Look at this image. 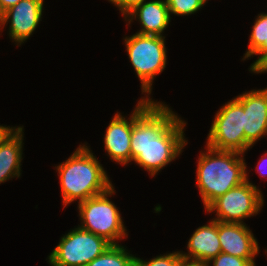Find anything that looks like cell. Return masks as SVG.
<instances>
[{"mask_svg": "<svg viewBox=\"0 0 267 266\" xmlns=\"http://www.w3.org/2000/svg\"><path fill=\"white\" fill-rule=\"evenodd\" d=\"M154 100L140 98L135 105L130 141L131 163L151 177L175 161L188 144L187 122L165 102Z\"/></svg>", "mask_w": 267, "mask_h": 266, "instance_id": "1", "label": "cell"}, {"mask_svg": "<svg viewBox=\"0 0 267 266\" xmlns=\"http://www.w3.org/2000/svg\"><path fill=\"white\" fill-rule=\"evenodd\" d=\"M87 144H80L67 160L55 166L63 208L74 201L79 204L113 186L106 170Z\"/></svg>", "mask_w": 267, "mask_h": 266, "instance_id": "2", "label": "cell"}, {"mask_svg": "<svg viewBox=\"0 0 267 266\" xmlns=\"http://www.w3.org/2000/svg\"><path fill=\"white\" fill-rule=\"evenodd\" d=\"M245 155L235 151L216 150L205 145L197 160L196 186L204 209L228 190L246 181Z\"/></svg>", "mask_w": 267, "mask_h": 266, "instance_id": "3", "label": "cell"}, {"mask_svg": "<svg viewBox=\"0 0 267 266\" xmlns=\"http://www.w3.org/2000/svg\"><path fill=\"white\" fill-rule=\"evenodd\" d=\"M128 58L141 82V92L152 99L153 81L161 74L167 64L165 37L135 33L123 38ZM150 96V97H149Z\"/></svg>", "mask_w": 267, "mask_h": 266, "instance_id": "4", "label": "cell"}, {"mask_svg": "<svg viewBox=\"0 0 267 266\" xmlns=\"http://www.w3.org/2000/svg\"><path fill=\"white\" fill-rule=\"evenodd\" d=\"M114 187L77 205L81 222L78 226L119 245L118 241L128 238V233L118 207L109 199L116 193Z\"/></svg>", "mask_w": 267, "mask_h": 266, "instance_id": "5", "label": "cell"}, {"mask_svg": "<svg viewBox=\"0 0 267 266\" xmlns=\"http://www.w3.org/2000/svg\"><path fill=\"white\" fill-rule=\"evenodd\" d=\"M261 192L250 182L246 171V181L215 199L205 211L216 213L213 220L219 222L245 224L244 219L256 216L262 210L264 196Z\"/></svg>", "mask_w": 267, "mask_h": 266, "instance_id": "6", "label": "cell"}, {"mask_svg": "<svg viewBox=\"0 0 267 266\" xmlns=\"http://www.w3.org/2000/svg\"><path fill=\"white\" fill-rule=\"evenodd\" d=\"M112 244L105 238L77 226L63 235L50 252V266H86L103 254Z\"/></svg>", "mask_w": 267, "mask_h": 266, "instance_id": "7", "label": "cell"}, {"mask_svg": "<svg viewBox=\"0 0 267 266\" xmlns=\"http://www.w3.org/2000/svg\"><path fill=\"white\" fill-rule=\"evenodd\" d=\"M244 109L235 97L218 109L207 136L206 145L216 150L245 154Z\"/></svg>", "mask_w": 267, "mask_h": 266, "instance_id": "8", "label": "cell"}, {"mask_svg": "<svg viewBox=\"0 0 267 266\" xmlns=\"http://www.w3.org/2000/svg\"><path fill=\"white\" fill-rule=\"evenodd\" d=\"M43 10L44 0L19 1L0 15V32L9 24V38L21 46L39 26Z\"/></svg>", "mask_w": 267, "mask_h": 266, "instance_id": "9", "label": "cell"}, {"mask_svg": "<svg viewBox=\"0 0 267 266\" xmlns=\"http://www.w3.org/2000/svg\"><path fill=\"white\" fill-rule=\"evenodd\" d=\"M244 109L245 153L267 135V87L236 96Z\"/></svg>", "mask_w": 267, "mask_h": 266, "instance_id": "10", "label": "cell"}, {"mask_svg": "<svg viewBox=\"0 0 267 266\" xmlns=\"http://www.w3.org/2000/svg\"><path fill=\"white\" fill-rule=\"evenodd\" d=\"M126 118L120 112L112 117L104 135V148L107 156L120 165L131 162V132L133 127V111Z\"/></svg>", "mask_w": 267, "mask_h": 266, "instance_id": "11", "label": "cell"}, {"mask_svg": "<svg viewBox=\"0 0 267 266\" xmlns=\"http://www.w3.org/2000/svg\"><path fill=\"white\" fill-rule=\"evenodd\" d=\"M218 238L222 253L240 258H256L260 247L249 226L218 221Z\"/></svg>", "mask_w": 267, "mask_h": 266, "instance_id": "12", "label": "cell"}, {"mask_svg": "<svg viewBox=\"0 0 267 266\" xmlns=\"http://www.w3.org/2000/svg\"><path fill=\"white\" fill-rule=\"evenodd\" d=\"M187 252L180 251L184 261L205 266L211 259L222 252L218 238V221L210 220L199 226L187 242Z\"/></svg>", "mask_w": 267, "mask_h": 266, "instance_id": "13", "label": "cell"}, {"mask_svg": "<svg viewBox=\"0 0 267 266\" xmlns=\"http://www.w3.org/2000/svg\"><path fill=\"white\" fill-rule=\"evenodd\" d=\"M171 18L166 0L145 1L124 17L125 21H128V26L137 19L136 21L141 25L137 33L160 37H165L163 33L170 24Z\"/></svg>", "mask_w": 267, "mask_h": 266, "instance_id": "14", "label": "cell"}, {"mask_svg": "<svg viewBox=\"0 0 267 266\" xmlns=\"http://www.w3.org/2000/svg\"><path fill=\"white\" fill-rule=\"evenodd\" d=\"M24 127L19 128L0 146V184L21 177Z\"/></svg>", "mask_w": 267, "mask_h": 266, "instance_id": "15", "label": "cell"}, {"mask_svg": "<svg viewBox=\"0 0 267 266\" xmlns=\"http://www.w3.org/2000/svg\"><path fill=\"white\" fill-rule=\"evenodd\" d=\"M259 55L249 67L251 71L267 55V12L256 16L249 36V45L242 61Z\"/></svg>", "mask_w": 267, "mask_h": 266, "instance_id": "16", "label": "cell"}, {"mask_svg": "<svg viewBox=\"0 0 267 266\" xmlns=\"http://www.w3.org/2000/svg\"><path fill=\"white\" fill-rule=\"evenodd\" d=\"M135 258L122 244L111 245L86 266H135Z\"/></svg>", "mask_w": 267, "mask_h": 266, "instance_id": "17", "label": "cell"}, {"mask_svg": "<svg viewBox=\"0 0 267 266\" xmlns=\"http://www.w3.org/2000/svg\"><path fill=\"white\" fill-rule=\"evenodd\" d=\"M170 16H189L197 13L208 3L206 0H166Z\"/></svg>", "mask_w": 267, "mask_h": 266, "instance_id": "18", "label": "cell"}, {"mask_svg": "<svg viewBox=\"0 0 267 266\" xmlns=\"http://www.w3.org/2000/svg\"><path fill=\"white\" fill-rule=\"evenodd\" d=\"M184 261L180 251L164 253L152 259L143 260L139 257L135 258V266H179Z\"/></svg>", "mask_w": 267, "mask_h": 266, "instance_id": "19", "label": "cell"}, {"mask_svg": "<svg viewBox=\"0 0 267 266\" xmlns=\"http://www.w3.org/2000/svg\"><path fill=\"white\" fill-rule=\"evenodd\" d=\"M256 266L255 258H240L225 253H219L205 266Z\"/></svg>", "mask_w": 267, "mask_h": 266, "instance_id": "20", "label": "cell"}, {"mask_svg": "<svg viewBox=\"0 0 267 266\" xmlns=\"http://www.w3.org/2000/svg\"><path fill=\"white\" fill-rule=\"evenodd\" d=\"M116 6L121 12V15L125 17L130 11H132L137 5L145 2L146 0H108Z\"/></svg>", "mask_w": 267, "mask_h": 266, "instance_id": "21", "label": "cell"}, {"mask_svg": "<svg viewBox=\"0 0 267 266\" xmlns=\"http://www.w3.org/2000/svg\"><path fill=\"white\" fill-rule=\"evenodd\" d=\"M256 170L260 178L262 179L267 178V172H266L267 171V151L259 159V162L256 165Z\"/></svg>", "mask_w": 267, "mask_h": 266, "instance_id": "22", "label": "cell"}, {"mask_svg": "<svg viewBox=\"0 0 267 266\" xmlns=\"http://www.w3.org/2000/svg\"><path fill=\"white\" fill-rule=\"evenodd\" d=\"M18 127L13 126H7V125H0V146L6 141L8 137H10L17 129Z\"/></svg>", "mask_w": 267, "mask_h": 266, "instance_id": "23", "label": "cell"}, {"mask_svg": "<svg viewBox=\"0 0 267 266\" xmlns=\"http://www.w3.org/2000/svg\"><path fill=\"white\" fill-rule=\"evenodd\" d=\"M252 73H267V55L251 70Z\"/></svg>", "mask_w": 267, "mask_h": 266, "instance_id": "24", "label": "cell"}, {"mask_svg": "<svg viewBox=\"0 0 267 266\" xmlns=\"http://www.w3.org/2000/svg\"><path fill=\"white\" fill-rule=\"evenodd\" d=\"M21 0H0V15Z\"/></svg>", "mask_w": 267, "mask_h": 266, "instance_id": "25", "label": "cell"}, {"mask_svg": "<svg viewBox=\"0 0 267 266\" xmlns=\"http://www.w3.org/2000/svg\"><path fill=\"white\" fill-rule=\"evenodd\" d=\"M179 266H200V265L193 262L183 261Z\"/></svg>", "mask_w": 267, "mask_h": 266, "instance_id": "26", "label": "cell"}]
</instances>
